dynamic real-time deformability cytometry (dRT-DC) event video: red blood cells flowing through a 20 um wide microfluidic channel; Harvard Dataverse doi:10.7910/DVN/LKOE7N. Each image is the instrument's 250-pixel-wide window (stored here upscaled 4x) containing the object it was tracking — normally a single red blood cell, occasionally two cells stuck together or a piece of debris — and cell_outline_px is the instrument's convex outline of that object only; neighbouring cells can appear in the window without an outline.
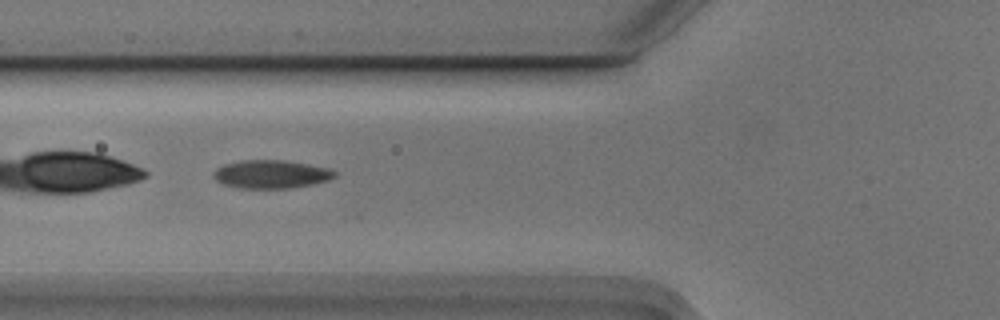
{"species": "Egyptian fruit bat (a non-hibernating species)", "species_latin": "Rousettus aegyptiacus", "temperature_condition": "cold", "stored_images_in_passage": 6, "camera_frame_rate_fps": 3000, "um_per_image_px": 0.085, "animal": {"sex": "male"}, "frame": {"image": 1, "passage_image": 5, "time_ms": 1.333, "image_size_px": [1000, 320], "cell_outline_px": [[336, 176], [328, 180], [312, 184], [288, 188], [240, 188], [224, 184], [216, 180], [212, 176], [212, 172], [216, 168], [224, 164], [240, 160], [284, 160], [308, 164], [328, 168], [336, 172]], "centroid_in_image_um": [23.01, 14.8], "position_along_channel_um": 102.8, "area_um2": 19.94}}